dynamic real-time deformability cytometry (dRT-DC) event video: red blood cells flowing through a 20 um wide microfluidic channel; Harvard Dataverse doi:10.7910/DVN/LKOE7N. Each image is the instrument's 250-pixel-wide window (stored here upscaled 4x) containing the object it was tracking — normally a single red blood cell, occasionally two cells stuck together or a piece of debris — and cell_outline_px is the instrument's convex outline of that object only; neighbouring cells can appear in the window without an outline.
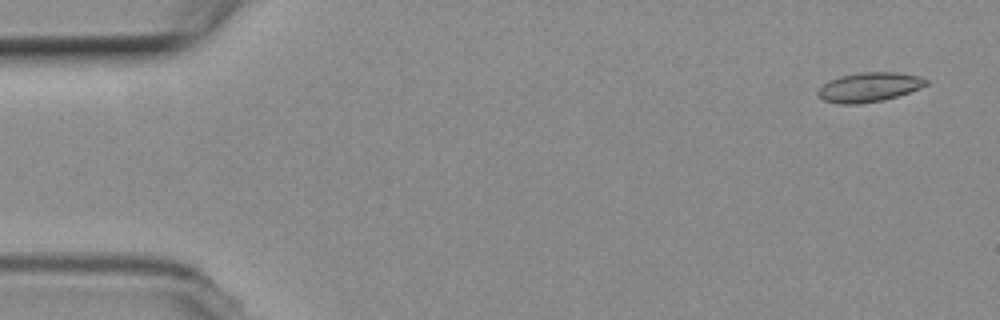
{"species": "common noctule bat (a hibernating species)", "species_latin": "Nyctalus noctula", "temperature_condition": "room temperature", "stored_images_in_passage": 54, "camera_frame_rate_fps": 3000, "um_per_image_px": 0.085, "animal": {"sex": "female", "body_mass_g": 19.3, "forearm_length_mm": 54.1}, "frame": {"image": 1, "passage_image": 3, "time_ms": 0.667, "image_size_px": [1000, 320], "cell_outline_px": [[928, 84], [920, 88], [884, 100], [860, 104], [840, 104], [824, 100], [816, 92], [828, 80], [840, 76], [860, 72], [896, 72], [920, 76], [928, 80]], "centroid_in_image_um": [73.88, 7.4], "position_along_channel_um": 11.1, "area_um2": 18.5}}
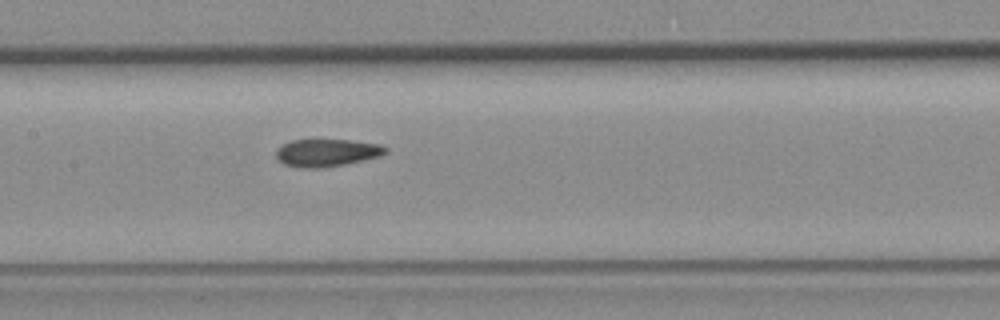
{"frame": {"image": 2, "passage_image": 26, "time_ms": 8.333, "image_size_px": [1000, 320], "cell_outline_px": [[388, 152], [380, 156], [344, 164], [320, 168], [300, 168], [284, 164], [276, 156], [276, 152], [284, 144], [292, 140], [348, 140], [380, 144], [388, 148]], "centroid_in_image_um": [27.81, 12.98], "position_along_channel_um": 179.6, "area_um2": 17.34}}
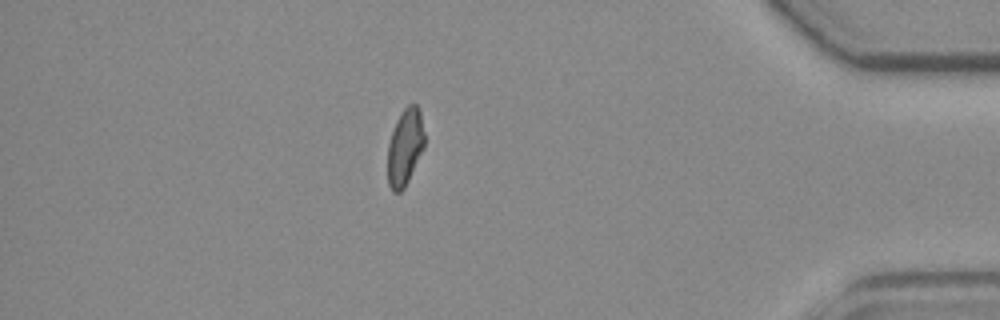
{"frame": {"image": 3, "passage_image": 47, "time_ms": 15.333, "image_size_px": [1000, 320], "cell_outline_px": [[424, 148], [404, 188], [400, 192], [392, 192], [388, 184], [388, 144], [396, 120], [404, 108], [408, 104], [416, 104], [420, 108], [424, 132]], "centroid_in_image_um": [34.43, 12.49], "position_along_channel_um": 400.8, "area_um2": 16.47}, "authors_computed_cell_mechanics": {"area_um2": 17.5712, "velocity_mm_per_s": 3.7998, "shape_relaxation_time_tau1_ms": null, "shape_relaxation_time_tau2_ms": 3.4509, "deformation_change_tau1": null, "deformation_change_tau2": 0.072}}